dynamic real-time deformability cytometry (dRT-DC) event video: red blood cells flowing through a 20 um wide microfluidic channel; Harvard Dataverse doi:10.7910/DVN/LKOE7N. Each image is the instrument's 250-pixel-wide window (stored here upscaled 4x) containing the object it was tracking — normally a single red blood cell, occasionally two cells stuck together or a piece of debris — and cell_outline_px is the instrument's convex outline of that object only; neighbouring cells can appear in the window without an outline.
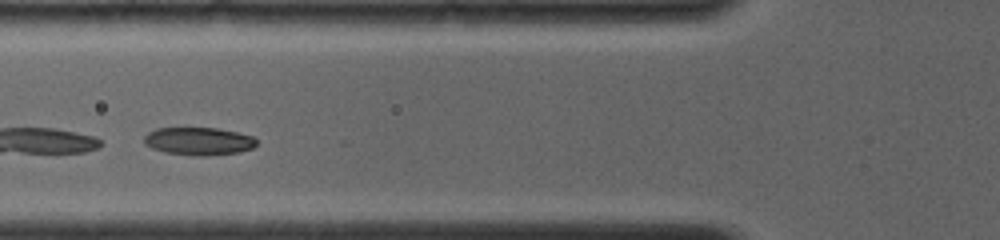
{"species": "common noctule bat (a hibernating species)", "species_latin": "Nyctalus noctula", "temperature_condition": "room temperature", "stored_images_in_passage": 21, "camera_frame_rate_fps": 4000, "um_per_image_px": 0.085, "animal": {"sex": "female", "body_mass_g": 19.0, "forearm_length_mm": 56.7}, "frame": {"image": 1, "passage_image": 4, "time_ms": 1.5, "image_size_px": [1000, 240], "cell_outline_px": [[256, 144], [252, 148], [240, 152], [208, 156], [192, 156], [164, 152], [152, 148], [144, 144], [144, 136], [148, 132], [156, 128], [216, 128], [236, 132], [252, 136], [256, 140]], "centroid_in_image_um": [16.86, 12.01], "position_along_channel_um": 108.9, "area_um2": 18.32}}
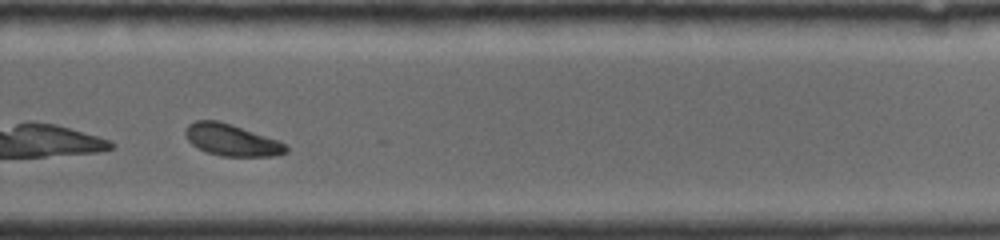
{"frame": {"image": 2, "passage_image": 15, "time_ms": 6.5, "image_size_px": [1000, 240], "cell_outline_px": [[288, 152], [272, 156], [220, 156], [208, 152], [192, 144], [188, 140], [184, 132], [184, 128], [188, 124], [196, 120], [216, 120], [232, 124], [280, 140], [288, 148]], "centroid_in_image_um": [19.69, 11.89], "position_along_channel_um": 310.1, "area_um2": 18.67}}
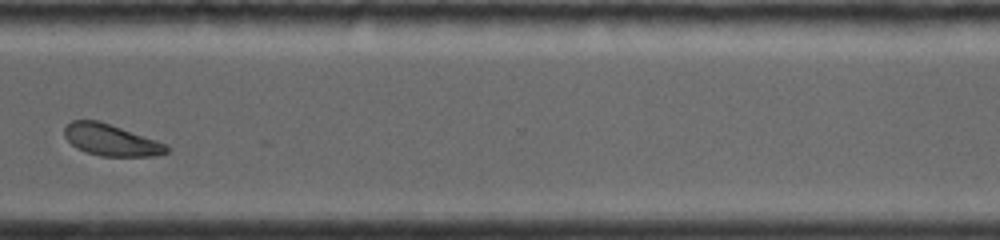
{"frame": {"image": 3, "passage_image": 18, "time_ms": 7.75, "image_size_px": [1000, 240], "cell_outline_px": [[168, 152], [156, 156], [100, 156], [76, 148], [64, 136], [64, 128], [72, 120], [100, 120], [156, 140], [164, 144], [168, 148]], "centroid_in_image_um": [9.41, 11.89], "position_along_channel_um": 361.2, "area_um2": 18.67}, "authors_computed_cell_mechanics": {"area_um2": 18.785, "velocity_mm_per_s": 4.0293, "shape_relaxation_time_tau1_ms": 2.0021, "shape_relaxation_time_tau2_ms": 4.3004, "deformation_change_tau1": 0.105, "deformation_change_tau2": 0.0842}}